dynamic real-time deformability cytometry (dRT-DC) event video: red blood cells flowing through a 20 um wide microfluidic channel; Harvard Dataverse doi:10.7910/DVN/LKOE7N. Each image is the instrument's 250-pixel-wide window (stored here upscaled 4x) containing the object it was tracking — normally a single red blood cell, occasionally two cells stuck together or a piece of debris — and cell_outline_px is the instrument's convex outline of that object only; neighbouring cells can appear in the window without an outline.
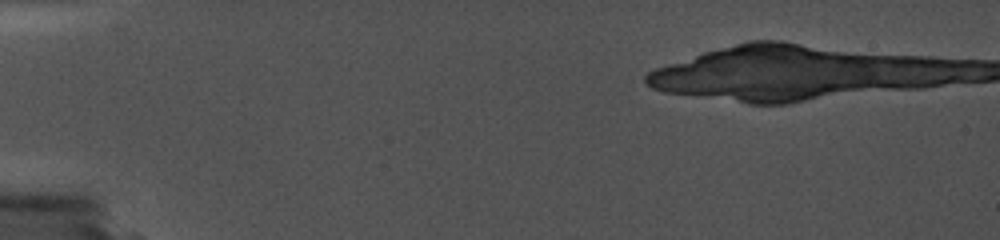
{"species": "common noctule bat (a hibernating species)", "species_latin": "Nyctalus noctula", "temperature_condition": "cold", "stored_images_in_passage": 1, "camera_frame_rate_fps": 5000, "um_per_image_px": 0.085, "animal": {"sex": "female", "body_mass_g": 19.0, "forearm_length_mm": 56.7}, "frame": {"image": 1, "passage_image": 1, "time_ms": 0.0, "image_size_px": [1000, 240], "cell_outline_px": [[676, 136], [628, 140], [548, 136], [504, 132], [504, 128], [516, 124], [636, 128], [672, 132]], "centroid_in_image_um": [49.96, 11.22], "position_along_channel_um": 35.0, "area_um2": 12.37}}